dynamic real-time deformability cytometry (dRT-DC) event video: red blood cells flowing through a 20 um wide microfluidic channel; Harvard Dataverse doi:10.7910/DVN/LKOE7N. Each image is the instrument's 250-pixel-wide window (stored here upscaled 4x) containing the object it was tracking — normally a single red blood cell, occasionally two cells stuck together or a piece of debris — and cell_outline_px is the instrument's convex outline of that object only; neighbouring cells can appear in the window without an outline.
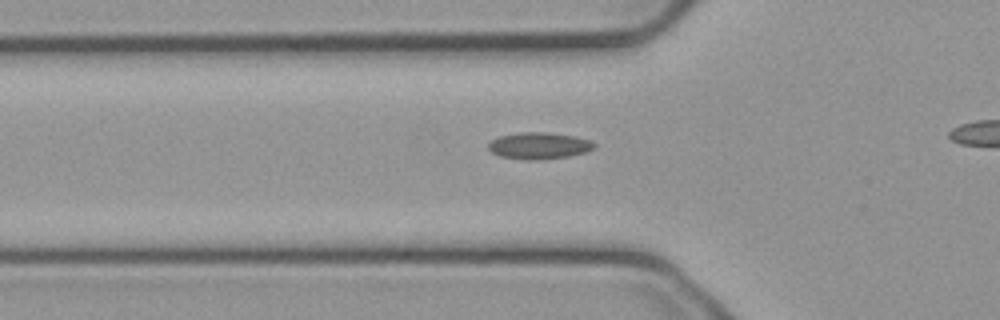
{"species": "common noctule bat (a hibernating species)", "species_latin": "Nyctalus noctula", "temperature_condition": "cold", "stored_images_in_passage": 35, "camera_frame_rate_fps": 3000, "um_per_image_px": 0.085, "animal": {"sex": "male", "body_mass_g": 23.1, "forearm_length_mm": 52.7}, "frame": {"image": 1, "passage_image": 9, "time_ms": 2.667, "image_size_px": [1000, 320], "cell_outline_px": [[596, 148], [584, 152], [568, 156], [532, 160], [528, 160], [500, 156], [492, 152], [488, 148], [488, 144], [492, 140], [500, 136], [516, 132], [548, 132], [576, 136], [592, 140], [596, 144]], "centroid_in_image_um": [45.84, 12.36], "position_along_channel_um": 80.0, "area_um2": 16.47}}
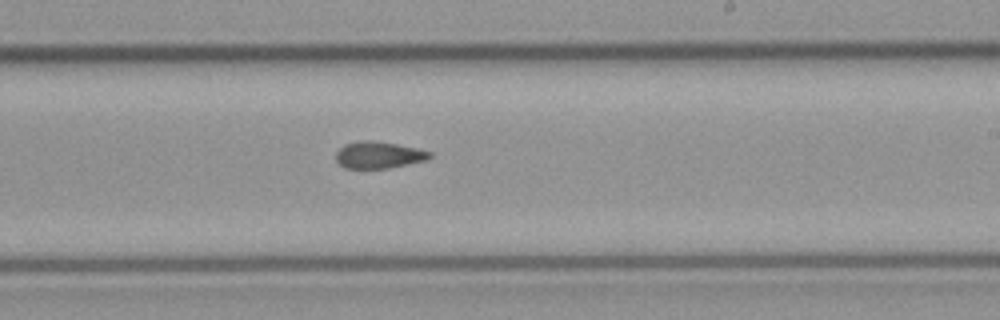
{"frame": {"image": 2, "passage_image": 23, "time_ms": 7.333, "image_size_px": [1000, 320], "cell_outline_px": [[432, 156], [424, 160], [388, 168], [344, 168], [336, 160], [336, 152], [344, 144], [360, 140], [372, 140], [396, 144], [416, 148], [432, 152]], "centroid_in_image_um": [32.15, 13.16], "position_along_channel_um": 256.9, "area_um2": 14.51}}
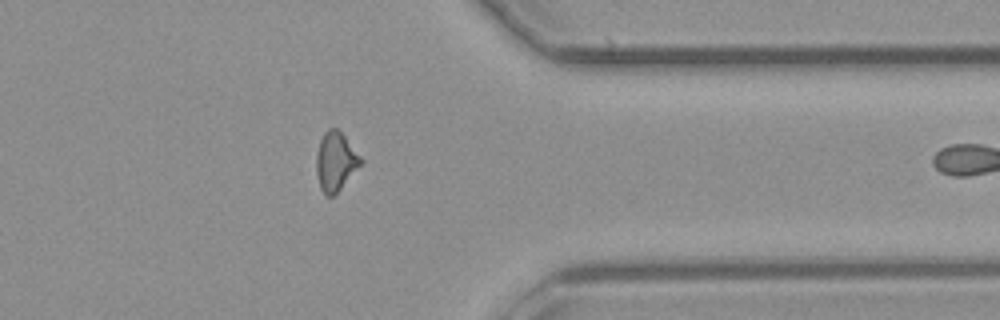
{"frame": {"image": 3, "passage_image": 34, "time_ms": 11.0, "image_size_px": [1000, 320], "cell_outline_px": [[364, 160], [340, 188], [332, 196], [328, 196], [320, 188], [316, 172], [316, 152], [320, 140], [324, 132], [328, 128], [336, 128], [344, 136]], "centroid_in_image_um": [28.5, 13.69], "position_along_channel_um": 382.9, "area_um2": 14.91}}